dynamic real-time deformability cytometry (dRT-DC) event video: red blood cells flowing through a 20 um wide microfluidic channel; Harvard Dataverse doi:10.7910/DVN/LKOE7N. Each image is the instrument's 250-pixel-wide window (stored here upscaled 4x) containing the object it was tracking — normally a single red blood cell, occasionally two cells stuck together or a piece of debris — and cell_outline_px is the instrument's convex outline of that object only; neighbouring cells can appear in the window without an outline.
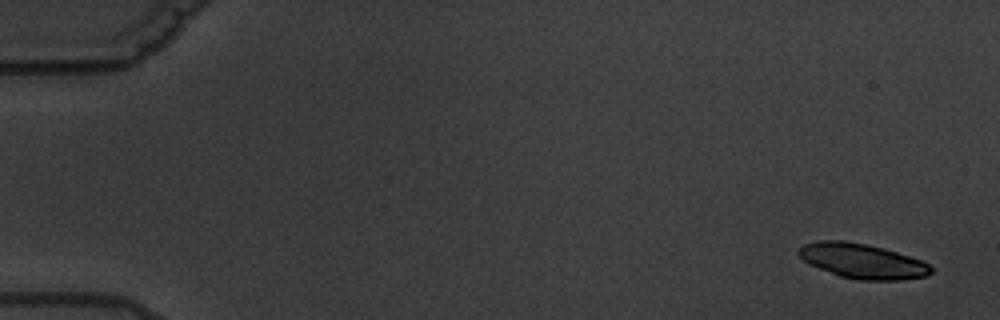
{"species": "common noctule bat (a hibernating species)", "species_latin": "Nyctalus noctula", "temperature_condition": "warm", "stored_images_in_passage": 12, "camera_frame_rate_fps": 3000, "um_per_image_px": 0.085, "animal": {"sex": "male", "body_mass_g": 19.5, "forearm_length_mm": 54.6}, "frame": {"image": 1, "passage_image": 1, "time_ms": 0.0, "image_size_px": [1000, 320], "cell_outline_px": [[932, 272], [928, 276], [900, 280], [860, 280], [840, 276], [808, 264], [796, 252], [804, 244], [816, 240], [844, 240], [884, 248], [920, 260], [928, 264], [932, 268]], "centroid_in_image_um": [73.28, 22.19], "position_along_channel_um": 11.7, "area_um2": 26.76}}